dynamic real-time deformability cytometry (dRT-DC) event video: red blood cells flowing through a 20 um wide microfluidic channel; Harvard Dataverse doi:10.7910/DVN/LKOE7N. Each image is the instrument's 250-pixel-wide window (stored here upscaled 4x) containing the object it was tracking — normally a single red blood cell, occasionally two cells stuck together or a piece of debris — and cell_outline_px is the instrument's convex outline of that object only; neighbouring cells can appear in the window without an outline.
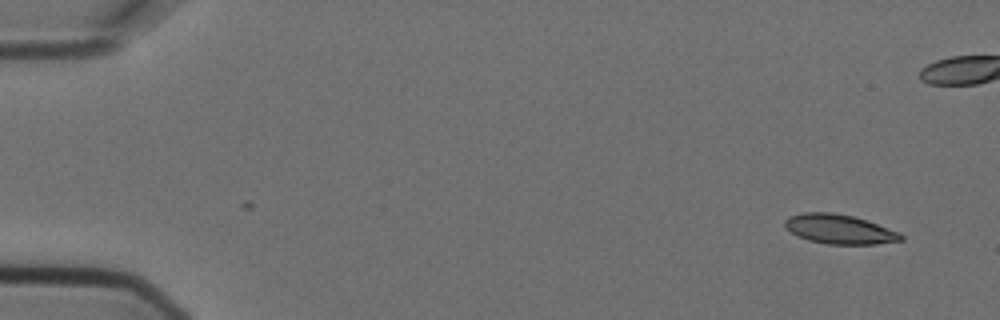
{"species": "Egyptian fruit bat (a non-hibernating species)", "species_latin": "Rousettus aegyptiacus", "temperature_condition": "cold", "stored_images_in_passage": 6, "camera_frame_rate_fps": 3000, "um_per_image_px": 0.085, "animal": {"sex": "female"}, "frame": {"image": 1, "passage_image": 1, "time_ms": 0.0, "image_size_px": [1000, 320], "cell_outline_px": [[904, 240], [876, 244], [828, 244], [808, 240], [784, 228], [784, 220], [788, 216], [804, 212], [832, 212], [852, 216], [900, 232], [904, 236]], "centroid_in_image_um": [71.33, 19.48], "position_along_channel_um": 13.7, "area_um2": 19.83}}
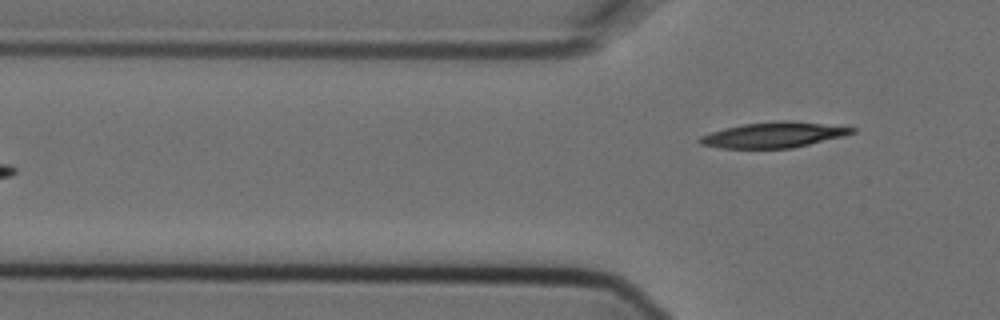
{"frame": {"image": 2, "passage_image": 6, "time_ms": 1.667, "image_size_px": [1000, 320], "cell_outline_px": [[856, 132], [844, 136], [792, 148], [720, 148], [700, 144], [696, 140], [700, 136], [724, 128], [744, 124], [780, 120], [792, 120], [856, 128]], "centroid_in_image_um": [65.75, 11.46], "position_along_channel_um": 60.0, "area_um2": 22.6}}